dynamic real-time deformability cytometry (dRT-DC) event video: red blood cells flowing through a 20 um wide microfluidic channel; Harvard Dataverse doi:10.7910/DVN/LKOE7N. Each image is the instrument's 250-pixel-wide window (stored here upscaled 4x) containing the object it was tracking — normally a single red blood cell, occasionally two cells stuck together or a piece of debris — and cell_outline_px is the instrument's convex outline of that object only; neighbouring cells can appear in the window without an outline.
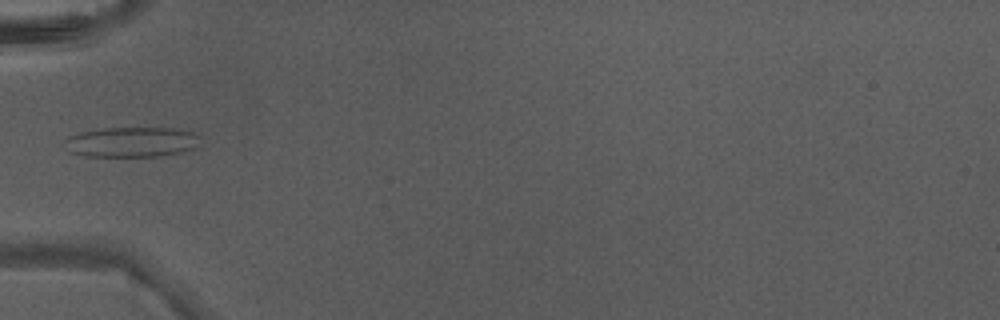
{"species": "Egyptian fruit bat (a non-hibernating species)", "species_latin": "Rousettus aegyptiacus", "temperature_condition": "warm", "stored_images_in_passage": 1, "camera_frame_rate_fps": 3000, "um_per_image_px": 0.085, "animal": {"sex": "male"}, "frame": {"image": 1, "passage_image": 1, "time_ms": 0.0, "image_size_px": [1000, 320], "cell_outline_px": [[200, 136], [192, 148], [184, 152], [156, 156], [84, 156], [68, 152], [64, 140], [68, 136], [80, 132], [104, 128], [172, 128], [192, 132]], "centroid_in_image_um": [11.11, 12.07], "position_along_channel_um": 73.9, "area_um2": 23.64}}